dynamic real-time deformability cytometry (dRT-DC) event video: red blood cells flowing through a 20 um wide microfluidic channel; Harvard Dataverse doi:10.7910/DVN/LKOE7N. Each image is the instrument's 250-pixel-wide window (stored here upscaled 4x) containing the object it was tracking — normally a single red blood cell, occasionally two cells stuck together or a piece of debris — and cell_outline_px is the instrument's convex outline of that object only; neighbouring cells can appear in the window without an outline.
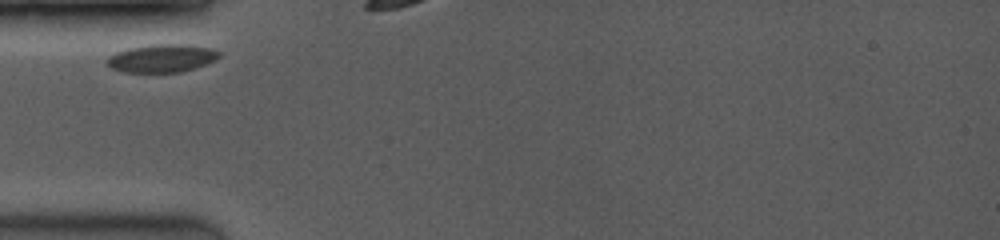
{"species": "common noctule bat (a hibernating species)", "species_latin": "Nyctalus noctula", "temperature_condition": "room temperature", "stored_images_in_passage": 3, "camera_frame_rate_fps": 3500, "um_per_image_px": 0.085, "animal": {"sex": "female", "body_mass_g": 19.0, "forearm_length_mm": 53.3}, "frame": {"image": 1, "passage_image": 1, "time_ms": 0.0, "image_size_px": [1000, 240], "cell_outline_px": [[220, 56], [216, 60], [196, 68], [180, 72], [124, 72], [112, 68], [104, 60], [108, 56], [116, 52], [128, 48], [152, 44], [188, 44], [212, 48], [220, 52]], "centroid_in_image_um": [13.77, 4.94], "position_along_channel_um": 71.2, "area_um2": 18.5}}